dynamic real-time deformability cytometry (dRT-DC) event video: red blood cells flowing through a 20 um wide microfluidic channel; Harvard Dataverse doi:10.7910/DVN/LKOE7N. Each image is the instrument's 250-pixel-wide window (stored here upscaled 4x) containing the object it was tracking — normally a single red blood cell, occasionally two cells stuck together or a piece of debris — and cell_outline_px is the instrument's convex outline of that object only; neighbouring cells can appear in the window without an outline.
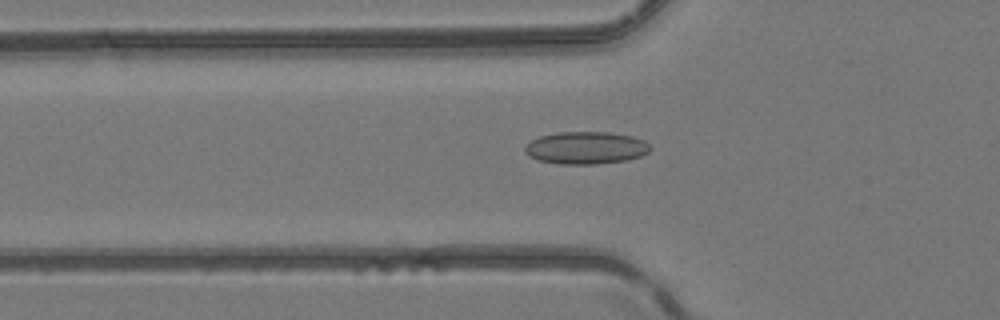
{"species": "common noctule bat (a hibernating species)", "species_latin": "Nyctalus noctula", "temperature_condition": "room temperature", "stored_images_in_passage": 43, "camera_frame_rate_fps": 3000, "um_per_image_px": 0.085, "animal": {"sex": "female", "body_mass_g": 24.6, "forearm_length_mm": 56.2}, "frame": {"image": 1, "passage_image": 11, "time_ms": 3.333, "image_size_px": [1000, 320], "cell_outline_px": [[652, 148], [648, 152], [640, 156], [628, 160], [596, 164], [560, 164], [540, 160], [528, 156], [524, 152], [524, 148], [532, 140], [540, 136], [560, 132], [608, 132], [632, 136], [644, 140]], "centroid_in_image_um": [49.82, 12.57], "position_along_channel_um": 76.0, "area_um2": 23.64}}
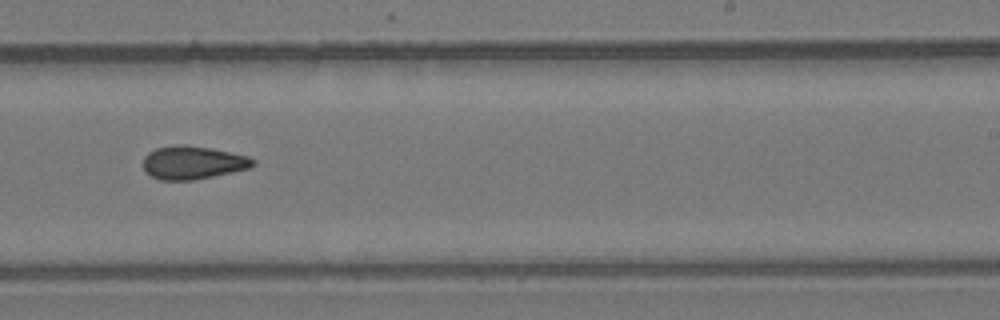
{"frame": {"image": 2, "passage_image": 25, "time_ms": 8.0, "image_size_px": [1000, 320], "cell_outline_px": [[256, 164], [248, 168], [232, 172], [192, 180], [160, 180], [144, 172], [144, 156], [148, 152], [156, 148], [180, 144], [184, 144], [212, 148], [248, 156], [256, 160]], "centroid_in_image_um": [16.38, 13.81], "position_along_channel_um": 272.6, "area_um2": 21.27}}
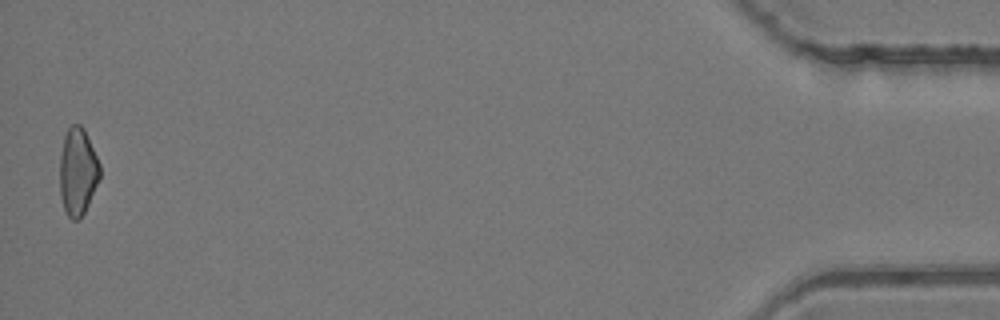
{"frame": {"image": 3, "passage_image": 43, "time_ms": 14.0, "image_size_px": [1000, 320], "cell_outline_px": [[100, 180], [80, 220], [72, 220], [68, 216], [64, 208], [60, 196], [60, 156], [64, 136], [68, 128], [72, 124], [80, 124], [84, 128], [100, 164]], "centroid_in_image_um": [6.61, 14.59], "position_along_channel_um": 428.6, "area_um2": 20.52}, "authors_computed_cell_mechanics": {"area_um2": 20.9814, "velocity_mm_per_s": 4.2097, "shape_relaxation_time_tau1_ms": null, "shape_relaxation_time_tau2_ms": 4.3787, "deformation_change_tau1": null, "deformation_change_tau2": 0.1233}}